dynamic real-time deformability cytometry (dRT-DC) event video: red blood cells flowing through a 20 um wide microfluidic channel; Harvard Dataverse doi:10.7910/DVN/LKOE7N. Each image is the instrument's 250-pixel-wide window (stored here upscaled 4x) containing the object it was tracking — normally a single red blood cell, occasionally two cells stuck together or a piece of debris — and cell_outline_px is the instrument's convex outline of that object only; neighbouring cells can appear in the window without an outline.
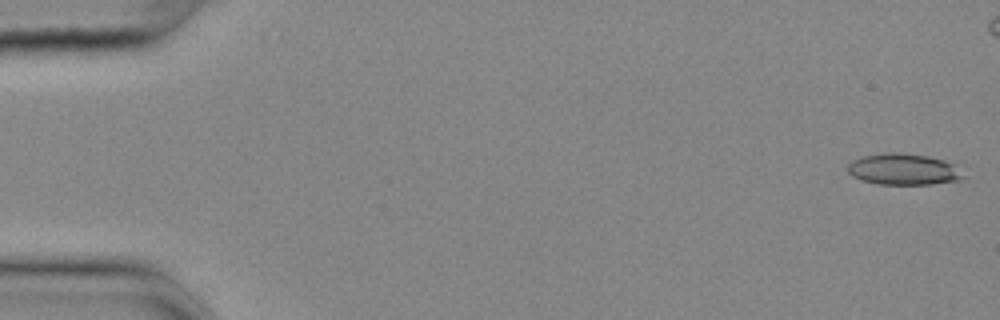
{"species": "common noctule bat (a hibernating species)", "species_latin": "Nyctalus noctula", "temperature_condition": "cold", "stored_images_in_passage": 50, "camera_frame_rate_fps": 3000, "um_per_image_px": 0.085, "animal": {"sex": "female", "body_mass_g": 25.1}, "frame": {"image": 1, "passage_image": 1, "time_ms": 0.0, "image_size_px": [1000, 320], "cell_outline_px": [[964, 176], [960, 180], [932, 184], [880, 184], [860, 180], [852, 176], [848, 172], [848, 164], [852, 160], [860, 156], [892, 152], [928, 156], [944, 160], [952, 164]], "centroid_in_image_um": [76.74, 14.39], "position_along_channel_um": 8.3, "area_um2": 20.87}}
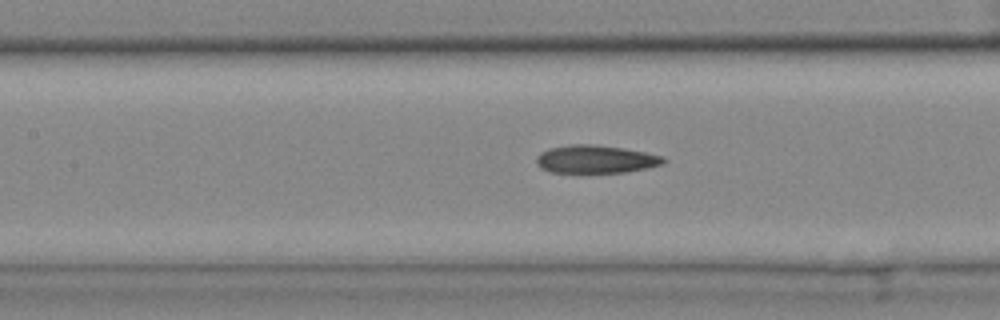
{"frame": {"image": 2, "passage_image": 25, "time_ms": 8.0, "image_size_px": [1000, 320], "cell_outline_px": [[668, 160], [664, 164], [648, 168], [624, 172], [552, 172], [540, 168], [536, 164], [536, 156], [540, 152], [548, 148], [568, 144], [596, 144], [624, 148], [664, 156]], "centroid_in_image_um": [50.64, 13.52], "position_along_channel_um": 156.8, "area_um2": 20.98}}
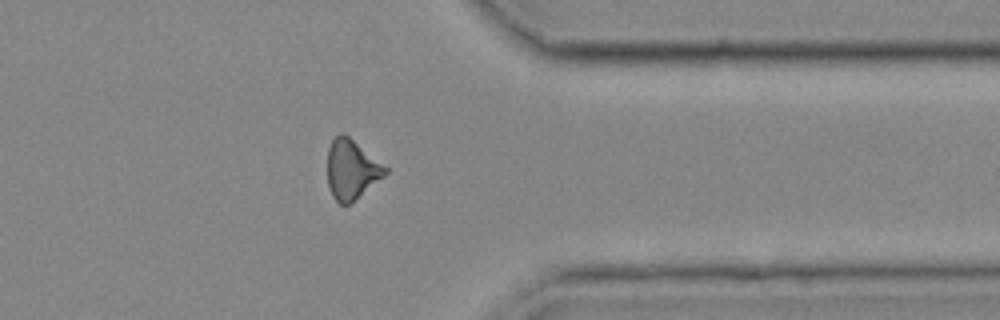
{"frame": {"image": 3, "passage_image": 44, "time_ms": 14.333, "image_size_px": [1000, 320], "cell_outline_px": [[388, 172], [384, 176], [348, 204], [340, 204], [332, 196], [328, 184], [328, 148], [332, 140], [340, 132], [344, 132], [388, 168]], "centroid_in_image_um": [29.87, 14.37], "position_along_channel_um": 381.5, "area_um2": 19.77}, "authors_computed_cell_mechanics": {"area_um2": 20.6924, "velocity_mm_per_s": 3.6768, "shape_relaxation_time_tau1_ms": null, "shape_relaxation_time_tau2_ms": 4.1032, "deformation_change_tau1": null, "deformation_change_tau2": 0.126}}